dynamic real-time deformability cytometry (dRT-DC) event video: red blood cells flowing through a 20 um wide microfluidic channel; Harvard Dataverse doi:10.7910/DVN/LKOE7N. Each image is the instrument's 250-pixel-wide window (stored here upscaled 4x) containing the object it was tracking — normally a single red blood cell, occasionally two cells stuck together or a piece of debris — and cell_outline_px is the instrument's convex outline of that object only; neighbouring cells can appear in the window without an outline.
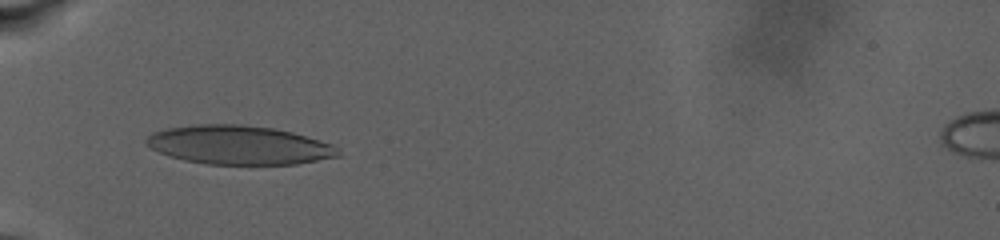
{"species": "human", "species_latin": "Homo sapiens", "temperature_condition": "warm", "stored_images_in_passage": 12, "camera_frame_rate_fps": 3000, "um_per_image_px": 0.085, "donor": {"sex": "male"}, "frame": {"image": 1, "passage_image": 9, "time_ms": 9.0, "image_size_px": [1000, 240], "cell_outline_px": [[340, 156], [296, 164], [204, 164], [184, 160], [168, 156], [152, 148], [144, 140], [152, 132], [168, 128], [196, 124], [240, 124], [272, 128], [292, 132], [332, 144], [340, 148]], "centroid_in_image_um": [20.31, 12.33], "position_along_channel_um": 64.7, "area_um2": 43.41}}
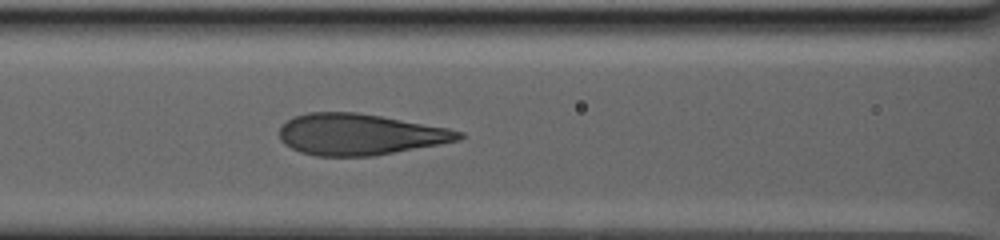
{"frame": {"image": 2, "passage_image": 12, "time_ms": 12.0, "image_size_px": [1000, 240], "cell_outline_px": [[464, 136], [460, 140], [440, 144], [372, 156], [316, 156], [300, 152], [284, 144], [280, 140], [280, 128], [292, 116], [308, 112], [356, 112], [380, 116], [448, 128], [464, 132]], "centroid_in_image_um": [30.56, 11.42], "position_along_channel_um": 136.0, "area_um2": 43.0}}